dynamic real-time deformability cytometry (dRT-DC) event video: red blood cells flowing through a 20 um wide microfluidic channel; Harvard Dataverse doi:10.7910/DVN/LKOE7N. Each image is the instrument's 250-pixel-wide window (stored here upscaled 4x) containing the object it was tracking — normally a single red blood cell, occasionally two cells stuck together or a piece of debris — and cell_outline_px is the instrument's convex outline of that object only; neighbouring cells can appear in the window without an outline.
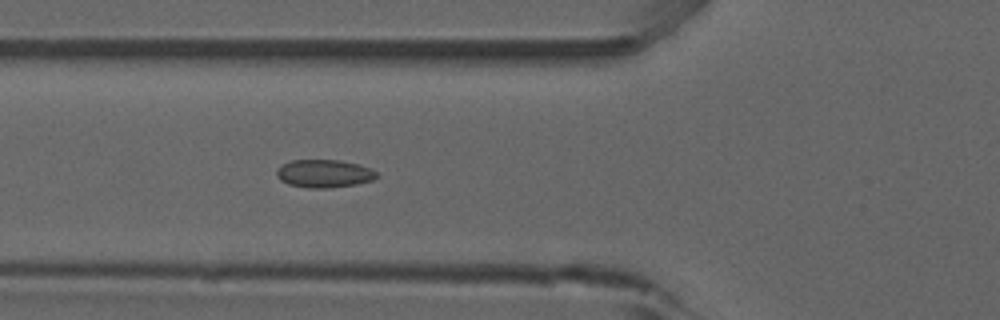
{"species": "common noctule bat (a hibernating species)", "species_latin": "Nyctalus noctula", "temperature_condition": "room temperature", "stored_images_in_passage": 40, "camera_frame_rate_fps": 3000, "um_per_image_px": 0.085, "animal": {"sex": "male", "forearm_length_mm": 52.5}, "frame": {"image": 1, "passage_image": 7, "time_ms": 2.0, "image_size_px": [1000, 320], "cell_outline_px": [[376, 176], [372, 180], [356, 184], [328, 188], [308, 188], [288, 184], [280, 180], [276, 176], [276, 168], [280, 164], [292, 160], [340, 160], [360, 164], [376, 172]], "centroid_in_image_um": [27.48, 14.75], "position_along_channel_um": 98.3, "area_um2": 16.36}, "authors_computed_cell_mechanics": {"area_um2": 15.6927, "velocity_mm_per_s": 3.8992, "shape_relaxation_time_tau1_ms": null, "shape_relaxation_time_tau2_ms": 1.4801, "deformation_change_tau1": null, "deformation_change_tau2": 0.0567}}